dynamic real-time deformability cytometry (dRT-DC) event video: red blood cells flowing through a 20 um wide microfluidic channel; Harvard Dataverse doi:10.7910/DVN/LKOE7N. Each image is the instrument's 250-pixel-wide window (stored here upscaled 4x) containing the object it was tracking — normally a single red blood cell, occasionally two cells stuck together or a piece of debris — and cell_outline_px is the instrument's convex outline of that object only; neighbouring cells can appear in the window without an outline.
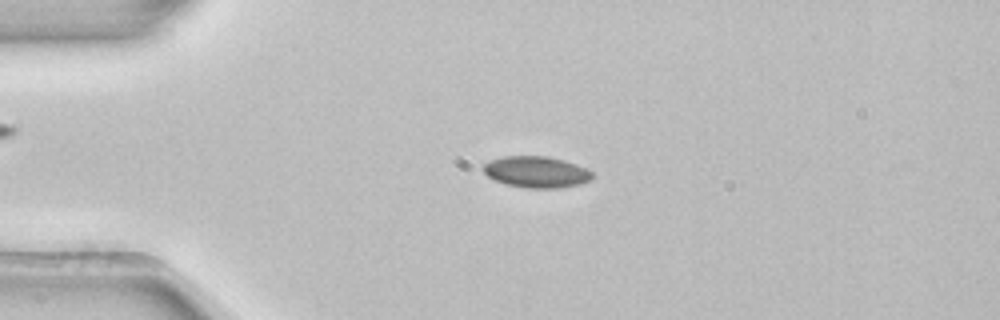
{"species": "common noctule bat (a hibernating species)", "species_latin": "Nyctalus noctula", "temperature_condition": "room temperature", "stored_images_in_passage": 4, "camera_frame_rate_fps": 3000, "um_per_image_px": 0.085, "animal": {"sex": "female", "body_mass_g": 22.7, "forearm_length_mm": 54.2}, "frame": {"image": 1, "passage_image": 2, "time_ms": 0.333, "image_size_px": [1000, 320], "cell_outline_px": [[596, 176], [592, 180], [580, 184], [556, 188], [524, 188], [504, 184], [488, 176], [480, 168], [484, 164], [492, 160], [504, 156], [548, 156], [564, 160], [576, 164], [592, 172]], "centroid_in_image_um": [45.6, 14.62], "position_along_channel_um": 39.4, "area_um2": 20.06}}